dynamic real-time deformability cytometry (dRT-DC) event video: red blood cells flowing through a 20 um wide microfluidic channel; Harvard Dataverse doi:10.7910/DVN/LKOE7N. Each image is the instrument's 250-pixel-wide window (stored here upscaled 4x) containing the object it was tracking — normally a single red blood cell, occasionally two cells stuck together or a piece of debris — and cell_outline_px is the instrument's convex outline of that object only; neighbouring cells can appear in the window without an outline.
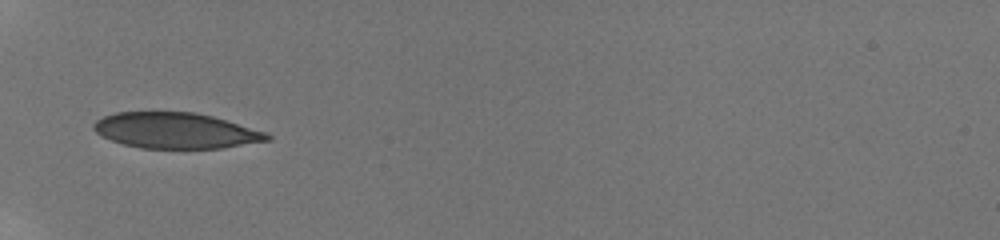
{"species": "human", "species_latin": "Homo sapiens", "temperature_condition": "room temperature", "stored_images_in_passage": 7, "camera_frame_rate_fps": 3000, "um_per_image_px": 0.085, "donor": {"sex": "male"}, "frame": {"image": 1, "passage_image": 1, "time_ms": 0.0, "image_size_px": [1000, 240], "cell_outline_px": [[272, 140], [220, 148], [140, 148], [124, 144], [100, 136], [92, 128], [92, 124], [96, 120], [104, 116], [116, 112], [196, 112], [212, 116], [268, 132], [272, 136]], "centroid_in_image_um": [14.94, 11.09], "position_along_channel_um": 70.1, "area_um2": 36.24}}